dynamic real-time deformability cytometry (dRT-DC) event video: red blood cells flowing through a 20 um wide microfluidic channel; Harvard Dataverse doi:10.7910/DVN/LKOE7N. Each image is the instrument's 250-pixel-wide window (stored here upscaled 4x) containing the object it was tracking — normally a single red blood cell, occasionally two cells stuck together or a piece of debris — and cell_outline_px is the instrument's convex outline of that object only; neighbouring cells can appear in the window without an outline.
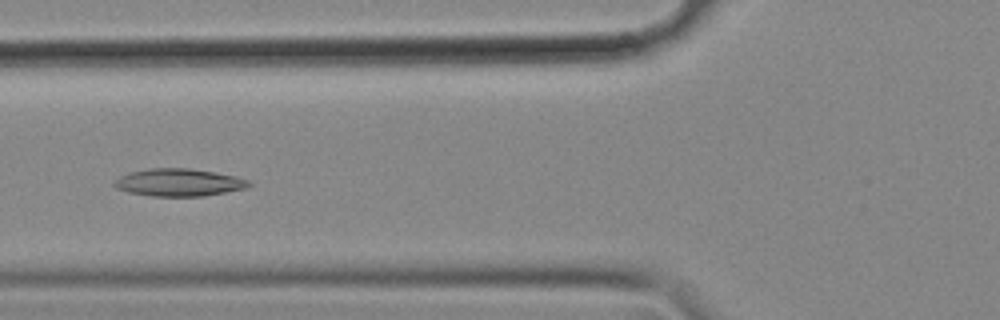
{"species": "common noctule bat (a hibernating species)", "species_latin": "Nyctalus noctula", "temperature_condition": "cold", "stored_images_in_passage": 37, "camera_frame_rate_fps": 3000, "um_per_image_px": 0.085, "animal": {"sex": "female", "body_mass_g": 18.4}, "frame": {"image": 1, "passage_image": 8, "time_ms": 2.333, "image_size_px": [1000, 320], "cell_outline_px": [[252, 184], [244, 188], [204, 196], [152, 196], [128, 192], [116, 188], [112, 184], [120, 176], [128, 172], [148, 168], [188, 168], [236, 176], [248, 180]], "centroid_in_image_um": [15.15, 15.5], "position_along_channel_um": 110.6, "area_um2": 21.44}}
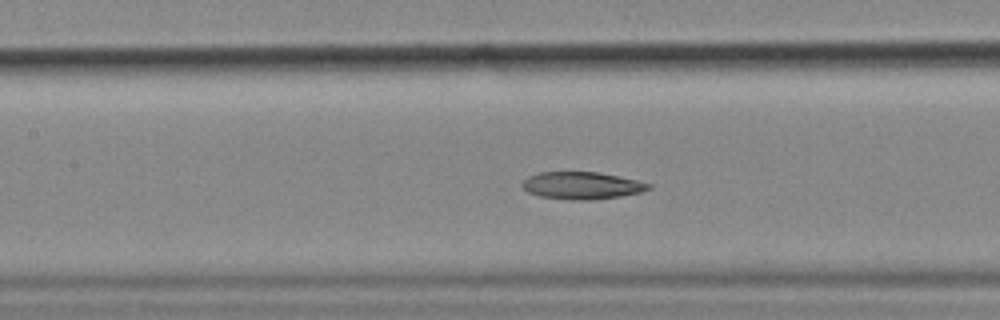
{"frame": {"image": 2, "passage_image": 12, "time_ms": 3.667, "image_size_px": [1000, 320], "cell_outline_px": [[652, 188], [640, 192], [620, 196], [592, 200], [572, 200], [540, 196], [528, 192], [520, 184], [528, 176], [540, 172], [596, 172], [620, 176], [652, 184]], "centroid_in_image_um": [49.46, 15.77], "position_along_channel_um": 157.9, "area_um2": 20.06}}
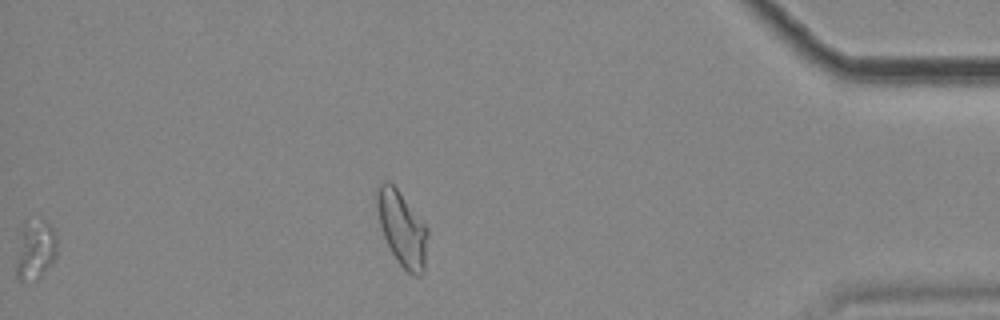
{"frame": {"image": 3, "passage_image": 36, "time_ms": 11.667, "image_size_px": [1000, 320], "cell_outline_px": [[56, 256], [40, 276], [36, 280], [20, 280], [16, 276], [16, 264], [24, 220], [48, 224], [56, 240]], "centroid_in_image_um": [2.98, 21.29], "position_along_channel_um": 432.2, "area_um2": 13.29}, "authors_computed_cell_mechanics": {"area_um2": 20.0566, "velocity_mm_per_s": 3.5408, "shape_relaxation_time_tau1_ms": null, "shape_relaxation_time_tau2_ms": 5.6389, "deformation_change_tau1": null, "deformation_change_tau2": 0.1237}}